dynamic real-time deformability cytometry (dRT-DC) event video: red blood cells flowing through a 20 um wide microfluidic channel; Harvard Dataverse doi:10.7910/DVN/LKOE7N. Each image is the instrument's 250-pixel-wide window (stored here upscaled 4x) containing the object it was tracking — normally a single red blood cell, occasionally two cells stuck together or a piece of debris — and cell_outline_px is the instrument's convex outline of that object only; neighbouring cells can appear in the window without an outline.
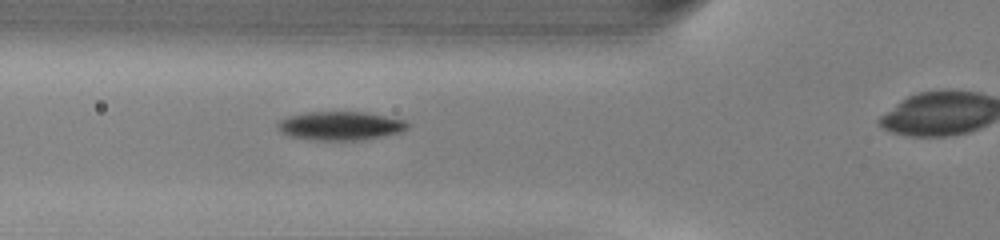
{"species": "common noctule bat (a hibernating species)", "species_latin": "Nyctalus noctula", "temperature_condition": "warm", "stored_images_in_passage": 28, "camera_frame_rate_fps": 3000, "um_per_image_px": 0.085, "animal": {"sex": "male", "body_mass_g": 13.0, "forearm_length_mm": 53.1}, "frame": {"image": 1, "passage_image": 5, "time_ms": 1.333, "image_size_px": [1000, 240], "cell_outline_px": [[408, 128], [404, 132], [364, 140], [308, 140], [288, 136], [280, 132], [276, 128], [276, 124], [280, 120], [288, 116], [308, 112], [364, 112], [404, 120], [408, 124]], "centroid_in_image_um": [28.9, 10.71], "position_along_channel_um": 96.9, "area_um2": 21.96}}
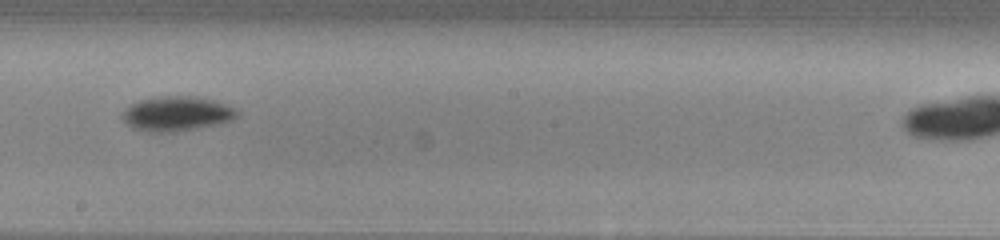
{"frame": {"image": 2, "passage_image": 15, "time_ms": 4.667, "image_size_px": [1000, 240], "cell_outline_px": [[240, 116], [232, 120], [216, 124], [176, 132], [152, 132], [132, 128], [120, 116], [124, 108], [140, 100], [156, 96], [200, 96], [216, 100], [240, 108]], "centroid_in_image_um": [15.09, 9.64], "position_along_channel_um": 233.1, "area_um2": 23.7}}
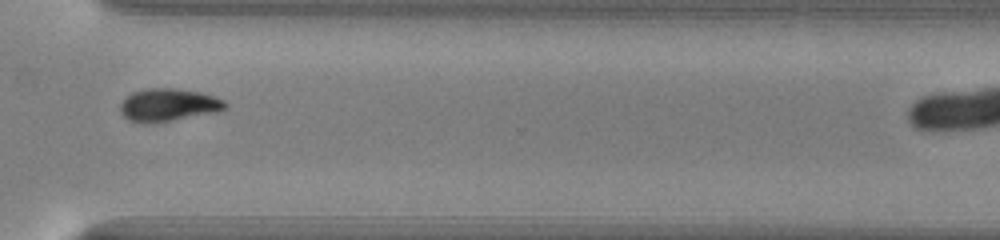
{"frame": {"image": 3, "passage_image": 24, "time_ms": 7.667, "image_size_px": [1000, 240], "cell_outline_px": [[228, 104], [220, 112], [148, 124], [144, 124], [128, 120], [120, 112], [120, 104], [132, 92], [148, 88], [176, 88], [200, 92], [224, 100]], "centroid_in_image_um": [14.31, 8.93], "position_along_channel_um": 356.3, "area_um2": 20.11}}